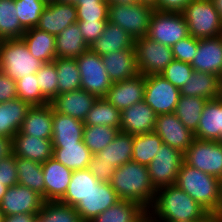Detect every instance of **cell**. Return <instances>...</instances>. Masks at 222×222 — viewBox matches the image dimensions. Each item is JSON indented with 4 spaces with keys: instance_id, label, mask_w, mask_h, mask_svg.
<instances>
[{
    "instance_id": "obj_1",
    "label": "cell",
    "mask_w": 222,
    "mask_h": 222,
    "mask_svg": "<svg viewBox=\"0 0 222 222\" xmlns=\"http://www.w3.org/2000/svg\"><path fill=\"white\" fill-rule=\"evenodd\" d=\"M209 212L176 184L156 191L155 201L148 210L153 222H199Z\"/></svg>"
},
{
    "instance_id": "obj_2",
    "label": "cell",
    "mask_w": 222,
    "mask_h": 222,
    "mask_svg": "<svg viewBox=\"0 0 222 222\" xmlns=\"http://www.w3.org/2000/svg\"><path fill=\"white\" fill-rule=\"evenodd\" d=\"M109 183L120 200L139 203L147 210L155 201L157 190L152 185L147 165L131 160L114 170Z\"/></svg>"
},
{
    "instance_id": "obj_3",
    "label": "cell",
    "mask_w": 222,
    "mask_h": 222,
    "mask_svg": "<svg viewBox=\"0 0 222 222\" xmlns=\"http://www.w3.org/2000/svg\"><path fill=\"white\" fill-rule=\"evenodd\" d=\"M209 213H217L220 202V179L182 163L175 183Z\"/></svg>"
},
{
    "instance_id": "obj_4",
    "label": "cell",
    "mask_w": 222,
    "mask_h": 222,
    "mask_svg": "<svg viewBox=\"0 0 222 222\" xmlns=\"http://www.w3.org/2000/svg\"><path fill=\"white\" fill-rule=\"evenodd\" d=\"M133 135L119 131L117 136L103 150L93 154L89 171L101 182H110L114 170L131 161Z\"/></svg>"
},
{
    "instance_id": "obj_5",
    "label": "cell",
    "mask_w": 222,
    "mask_h": 222,
    "mask_svg": "<svg viewBox=\"0 0 222 222\" xmlns=\"http://www.w3.org/2000/svg\"><path fill=\"white\" fill-rule=\"evenodd\" d=\"M43 64L21 38L0 40V71L13 80L35 74Z\"/></svg>"
},
{
    "instance_id": "obj_6",
    "label": "cell",
    "mask_w": 222,
    "mask_h": 222,
    "mask_svg": "<svg viewBox=\"0 0 222 222\" xmlns=\"http://www.w3.org/2000/svg\"><path fill=\"white\" fill-rule=\"evenodd\" d=\"M189 35L205 39L222 35V19L212 0H191L181 11Z\"/></svg>"
},
{
    "instance_id": "obj_7",
    "label": "cell",
    "mask_w": 222,
    "mask_h": 222,
    "mask_svg": "<svg viewBox=\"0 0 222 222\" xmlns=\"http://www.w3.org/2000/svg\"><path fill=\"white\" fill-rule=\"evenodd\" d=\"M189 36L188 26L181 12L153 10L146 37L172 47Z\"/></svg>"
},
{
    "instance_id": "obj_8",
    "label": "cell",
    "mask_w": 222,
    "mask_h": 222,
    "mask_svg": "<svg viewBox=\"0 0 222 222\" xmlns=\"http://www.w3.org/2000/svg\"><path fill=\"white\" fill-rule=\"evenodd\" d=\"M154 8L145 3L109 5L108 21L120 26L133 39L145 37Z\"/></svg>"
},
{
    "instance_id": "obj_9",
    "label": "cell",
    "mask_w": 222,
    "mask_h": 222,
    "mask_svg": "<svg viewBox=\"0 0 222 222\" xmlns=\"http://www.w3.org/2000/svg\"><path fill=\"white\" fill-rule=\"evenodd\" d=\"M184 162V153L162 143L153 160L147 165L153 187H161L176 183L178 172Z\"/></svg>"
},
{
    "instance_id": "obj_10",
    "label": "cell",
    "mask_w": 222,
    "mask_h": 222,
    "mask_svg": "<svg viewBox=\"0 0 222 222\" xmlns=\"http://www.w3.org/2000/svg\"><path fill=\"white\" fill-rule=\"evenodd\" d=\"M134 49L138 71L144 76L161 74L174 60L170 46L150 40L146 36L134 40Z\"/></svg>"
},
{
    "instance_id": "obj_11",
    "label": "cell",
    "mask_w": 222,
    "mask_h": 222,
    "mask_svg": "<svg viewBox=\"0 0 222 222\" xmlns=\"http://www.w3.org/2000/svg\"><path fill=\"white\" fill-rule=\"evenodd\" d=\"M76 61L80 72L81 89L98 98L104 97L112 82L109 79L101 56L88 49L77 57Z\"/></svg>"
},
{
    "instance_id": "obj_12",
    "label": "cell",
    "mask_w": 222,
    "mask_h": 222,
    "mask_svg": "<svg viewBox=\"0 0 222 222\" xmlns=\"http://www.w3.org/2000/svg\"><path fill=\"white\" fill-rule=\"evenodd\" d=\"M184 162L189 166L222 178V143L194 139L184 153Z\"/></svg>"
},
{
    "instance_id": "obj_13",
    "label": "cell",
    "mask_w": 222,
    "mask_h": 222,
    "mask_svg": "<svg viewBox=\"0 0 222 222\" xmlns=\"http://www.w3.org/2000/svg\"><path fill=\"white\" fill-rule=\"evenodd\" d=\"M180 96V89L160 74L145 76L144 101L157 115L174 113Z\"/></svg>"
},
{
    "instance_id": "obj_14",
    "label": "cell",
    "mask_w": 222,
    "mask_h": 222,
    "mask_svg": "<svg viewBox=\"0 0 222 222\" xmlns=\"http://www.w3.org/2000/svg\"><path fill=\"white\" fill-rule=\"evenodd\" d=\"M43 197L32 189L16 184L8 187L3 196L0 209L4 216L17 213L39 214L44 204Z\"/></svg>"
},
{
    "instance_id": "obj_15",
    "label": "cell",
    "mask_w": 222,
    "mask_h": 222,
    "mask_svg": "<svg viewBox=\"0 0 222 222\" xmlns=\"http://www.w3.org/2000/svg\"><path fill=\"white\" fill-rule=\"evenodd\" d=\"M154 132L164 144L182 153L187 151L195 139L194 133L186 128L174 113L157 115Z\"/></svg>"
},
{
    "instance_id": "obj_16",
    "label": "cell",
    "mask_w": 222,
    "mask_h": 222,
    "mask_svg": "<svg viewBox=\"0 0 222 222\" xmlns=\"http://www.w3.org/2000/svg\"><path fill=\"white\" fill-rule=\"evenodd\" d=\"M120 198L109 182H100L74 207L83 222H90Z\"/></svg>"
},
{
    "instance_id": "obj_17",
    "label": "cell",
    "mask_w": 222,
    "mask_h": 222,
    "mask_svg": "<svg viewBox=\"0 0 222 222\" xmlns=\"http://www.w3.org/2000/svg\"><path fill=\"white\" fill-rule=\"evenodd\" d=\"M77 21V10L74 4L52 1L44 8L36 28L57 36Z\"/></svg>"
},
{
    "instance_id": "obj_18",
    "label": "cell",
    "mask_w": 222,
    "mask_h": 222,
    "mask_svg": "<svg viewBox=\"0 0 222 222\" xmlns=\"http://www.w3.org/2000/svg\"><path fill=\"white\" fill-rule=\"evenodd\" d=\"M145 76H137L112 83L104 98L122 111L131 105L144 100Z\"/></svg>"
},
{
    "instance_id": "obj_19",
    "label": "cell",
    "mask_w": 222,
    "mask_h": 222,
    "mask_svg": "<svg viewBox=\"0 0 222 222\" xmlns=\"http://www.w3.org/2000/svg\"><path fill=\"white\" fill-rule=\"evenodd\" d=\"M157 114L144 101H140L121 111L120 131L130 135L154 132Z\"/></svg>"
},
{
    "instance_id": "obj_20",
    "label": "cell",
    "mask_w": 222,
    "mask_h": 222,
    "mask_svg": "<svg viewBox=\"0 0 222 222\" xmlns=\"http://www.w3.org/2000/svg\"><path fill=\"white\" fill-rule=\"evenodd\" d=\"M194 71L222 76V35L198 39L196 54L190 64Z\"/></svg>"
},
{
    "instance_id": "obj_21",
    "label": "cell",
    "mask_w": 222,
    "mask_h": 222,
    "mask_svg": "<svg viewBox=\"0 0 222 222\" xmlns=\"http://www.w3.org/2000/svg\"><path fill=\"white\" fill-rule=\"evenodd\" d=\"M97 98V96L80 88L58 94L50 104L56 112L83 122Z\"/></svg>"
},
{
    "instance_id": "obj_22",
    "label": "cell",
    "mask_w": 222,
    "mask_h": 222,
    "mask_svg": "<svg viewBox=\"0 0 222 222\" xmlns=\"http://www.w3.org/2000/svg\"><path fill=\"white\" fill-rule=\"evenodd\" d=\"M44 174V201H59L67 191L72 170L55 158L42 163Z\"/></svg>"
},
{
    "instance_id": "obj_23",
    "label": "cell",
    "mask_w": 222,
    "mask_h": 222,
    "mask_svg": "<svg viewBox=\"0 0 222 222\" xmlns=\"http://www.w3.org/2000/svg\"><path fill=\"white\" fill-rule=\"evenodd\" d=\"M12 153L17 157L44 163L53 157L52 140L18 132L12 138Z\"/></svg>"
},
{
    "instance_id": "obj_24",
    "label": "cell",
    "mask_w": 222,
    "mask_h": 222,
    "mask_svg": "<svg viewBox=\"0 0 222 222\" xmlns=\"http://www.w3.org/2000/svg\"><path fill=\"white\" fill-rule=\"evenodd\" d=\"M112 83L133 78L139 73L135 49H124L101 56Z\"/></svg>"
},
{
    "instance_id": "obj_25",
    "label": "cell",
    "mask_w": 222,
    "mask_h": 222,
    "mask_svg": "<svg viewBox=\"0 0 222 222\" xmlns=\"http://www.w3.org/2000/svg\"><path fill=\"white\" fill-rule=\"evenodd\" d=\"M194 136L199 140L222 143V100L217 98L206 102Z\"/></svg>"
},
{
    "instance_id": "obj_26",
    "label": "cell",
    "mask_w": 222,
    "mask_h": 222,
    "mask_svg": "<svg viewBox=\"0 0 222 222\" xmlns=\"http://www.w3.org/2000/svg\"><path fill=\"white\" fill-rule=\"evenodd\" d=\"M134 40L120 26L108 21L103 34L89 46V49L103 56L111 52L133 49Z\"/></svg>"
},
{
    "instance_id": "obj_27",
    "label": "cell",
    "mask_w": 222,
    "mask_h": 222,
    "mask_svg": "<svg viewBox=\"0 0 222 222\" xmlns=\"http://www.w3.org/2000/svg\"><path fill=\"white\" fill-rule=\"evenodd\" d=\"M32 105L20 98L0 103V135L13 138L23 124Z\"/></svg>"
},
{
    "instance_id": "obj_28",
    "label": "cell",
    "mask_w": 222,
    "mask_h": 222,
    "mask_svg": "<svg viewBox=\"0 0 222 222\" xmlns=\"http://www.w3.org/2000/svg\"><path fill=\"white\" fill-rule=\"evenodd\" d=\"M53 106H32L23 120L20 133L41 139H52Z\"/></svg>"
},
{
    "instance_id": "obj_29",
    "label": "cell",
    "mask_w": 222,
    "mask_h": 222,
    "mask_svg": "<svg viewBox=\"0 0 222 222\" xmlns=\"http://www.w3.org/2000/svg\"><path fill=\"white\" fill-rule=\"evenodd\" d=\"M84 123L53 108L52 144L70 145L83 141Z\"/></svg>"
},
{
    "instance_id": "obj_30",
    "label": "cell",
    "mask_w": 222,
    "mask_h": 222,
    "mask_svg": "<svg viewBox=\"0 0 222 222\" xmlns=\"http://www.w3.org/2000/svg\"><path fill=\"white\" fill-rule=\"evenodd\" d=\"M21 39L31 55L43 63H50L56 59V36L35 27L26 30Z\"/></svg>"
},
{
    "instance_id": "obj_31",
    "label": "cell",
    "mask_w": 222,
    "mask_h": 222,
    "mask_svg": "<svg viewBox=\"0 0 222 222\" xmlns=\"http://www.w3.org/2000/svg\"><path fill=\"white\" fill-rule=\"evenodd\" d=\"M147 218L148 210L141 204L120 200L90 222H144Z\"/></svg>"
},
{
    "instance_id": "obj_32",
    "label": "cell",
    "mask_w": 222,
    "mask_h": 222,
    "mask_svg": "<svg viewBox=\"0 0 222 222\" xmlns=\"http://www.w3.org/2000/svg\"><path fill=\"white\" fill-rule=\"evenodd\" d=\"M220 77L218 75L194 71L191 78L180 89L183 96L201 97L207 100L219 97Z\"/></svg>"
},
{
    "instance_id": "obj_33",
    "label": "cell",
    "mask_w": 222,
    "mask_h": 222,
    "mask_svg": "<svg viewBox=\"0 0 222 222\" xmlns=\"http://www.w3.org/2000/svg\"><path fill=\"white\" fill-rule=\"evenodd\" d=\"M92 156L83 141L70 145H53V158L72 171L87 169Z\"/></svg>"
},
{
    "instance_id": "obj_34",
    "label": "cell",
    "mask_w": 222,
    "mask_h": 222,
    "mask_svg": "<svg viewBox=\"0 0 222 222\" xmlns=\"http://www.w3.org/2000/svg\"><path fill=\"white\" fill-rule=\"evenodd\" d=\"M88 49L77 23L69 25L56 36V58L76 59Z\"/></svg>"
},
{
    "instance_id": "obj_35",
    "label": "cell",
    "mask_w": 222,
    "mask_h": 222,
    "mask_svg": "<svg viewBox=\"0 0 222 222\" xmlns=\"http://www.w3.org/2000/svg\"><path fill=\"white\" fill-rule=\"evenodd\" d=\"M100 182L88 168L73 171L67 191L59 201L75 207Z\"/></svg>"
},
{
    "instance_id": "obj_36",
    "label": "cell",
    "mask_w": 222,
    "mask_h": 222,
    "mask_svg": "<svg viewBox=\"0 0 222 222\" xmlns=\"http://www.w3.org/2000/svg\"><path fill=\"white\" fill-rule=\"evenodd\" d=\"M18 174L17 184L36 191L44 199V174L42 163L15 156Z\"/></svg>"
},
{
    "instance_id": "obj_37",
    "label": "cell",
    "mask_w": 222,
    "mask_h": 222,
    "mask_svg": "<svg viewBox=\"0 0 222 222\" xmlns=\"http://www.w3.org/2000/svg\"><path fill=\"white\" fill-rule=\"evenodd\" d=\"M84 125H103L120 129L121 111L104 97L97 98L83 121Z\"/></svg>"
},
{
    "instance_id": "obj_38",
    "label": "cell",
    "mask_w": 222,
    "mask_h": 222,
    "mask_svg": "<svg viewBox=\"0 0 222 222\" xmlns=\"http://www.w3.org/2000/svg\"><path fill=\"white\" fill-rule=\"evenodd\" d=\"M207 101V99L201 97L181 95L174 114L186 128L194 133L197 130L200 116Z\"/></svg>"
},
{
    "instance_id": "obj_39",
    "label": "cell",
    "mask_w": 222,
    "mask_h": 222,
    "mask_svg": "<svg viewBox=\"0 0 222 222\" xmlns=\"http://www.w3.org/2000/svg\"><path fill=\"white\" fill-rule=\"evenodd\" d=\"M16 11L14 0H0V40L18 39L26 32Z\"/></svg>"
},
{
    "instance_id": "obj_40",
    "label": "cell",
    "mask_w": 222,
    "mask_h": 222,
    "mask_svg": "<svg viewBox=\"0 0 222 222\" xmlns=\"http://www.w3.org/2000/svg\"><path fill=\"white\" fill-rule=\"evenodd\" d=\"M58 75V94L70 92L81 88V78L76 59L56 58Z\"/></svg>"
},
{
    "instance_id": "obj_41",
    "label": "cell",
    "mask_w": 222,
    "mask_h": 222,
    "mask_svg": "<svg viewBox=\"0 0 222 222\" xmlns=\"http://www.w3.org/2000/svg\"><path fill=\"white\" fill-rule=\"evenodd\" d=\"M162 143V139L155 132L133 135L132 161L148 165Z\"/></svg>"
},
{
    "instance_id": "obj_42",
    "label": "cell",
    "mask_w": 222,
    "mask_h": 222,
    "mask_svg": "<svg viewBox=\"0 0 222 222\" xmlns=\"http://www.w3.org/2000/svg\"><path fill=\"white\" fill-rule=\"evenodd\" d=\"M119 128L103 125H85L83 129V142L92 154L100 152L119 133Z\"/></svg>"
},
{
    "instance_id": "obj_43",
    "label": "cell",
    "mask_w": 222,
    "mask_h": 222,
    "mask_svg": "<svg viewBox=\"0 0 222 222\" xmlns=\"http://www.w3.org/2000/svg\"><path fill=\"white\" fill-rule=\"evenodd\" d=\"M17 17L25 30L35 28L47 3L44 0H14Z\"/></svg>"
},
{
    "instance_id": "obj_44",
    "label": "cell",
    "mask_w": 222,
    "mask_h": 222,
    "mask_svg": "<svg viewBox=\"0 0 222 222\" xmlns=\"http://www.w3.org/2000/svg\"><path fill=\"white\" fill-rule=\"evenodd\" d=\"M35 74H30L16 81L17 98L30 103L32 106H44L50 102L42 95Z\"/></svg>"
},
{
    "instance_id": "obj_45",
    "label": "cell",
    "mask_w": 222,
    "mask_h": 222,
    "mask_svg": "<svg viewBox=\"0 0 222 222\" xmlns=\"http://www.w3.org/2000/svg\"><path fill=\"white\" fill-rule=\"evenodd\" d=\"M41 214L47 222H83L74 207L60 201H45Z\"/></svg>"
},
{
    "instance_id": "obj_46",
    "label": "cell",
    "mask_w": 222,
    "mask_h": 222,
    "mask_svg": "<svg viewBox=\"0 0 222 222\" xmlns=\"http://www.w3.org/2000/svg\"><path fill=\"white\" fill-rule=\"evenodd\" d=\"M42 95L51 102L58 95V75L54 62L44 63L36 72Z\"/></svg>"
},
{
    "instance_id": "obj_47",
    "label": "cell",
    "mask_w": 222,
    "mask_h": 222,
    "mask_svg": "<svg viewBox=\"0 0 222 222\" xmlns=\"http://www.w3.org/2000/svg\"><path fill=\"white\" fill-rule=\"evenodd\" d=\"M78 21H108L109 4L101 2H75Z\"/></svg>"
},
{
    "instance_id": "obj_48",
    "label": "cell",
    "mask_w": 222,
    "mask_h": 222,
    "mask_svg": "<svg viewBox=\"0 0 222 222\" xmlns=\"http://www.w3.org/2000/svg\"><path fill=\"white\" fill-rule=\"evenodd\" d=\"M194 72L189 63L173 60L160 74L171 84L181 89L186 81L189 80Z\"/></svg>"
},
{
    "instance_id": "obj_49",
    "label": "cell",
    "mask_w": 222,
    "mask_h": 222,
    "mask_svg": "<svg viewBox=\"0 0 222 222\" xmlns=\"http://www.w3.org/2000/svg\"><path fill=\"white\" fill-rule=\"evenodd\" d=\"M198 47V39L189 35L175 43L171 49L174 60L191 64Z\"/></svg>"
},
{
    "instance_id": "obj_50",
    "label": "cell",
    "mask_w": 222,
    "mask_h": 222,
    "mask_svg": "<svg viewBox=\"0 0 222 222\" xmlns=\"http://www.w3.org/2000/svg\"><path fill=\"white\" fill-rule=\"evenodd\" d=\"M108 21H77L84 41L90 46L104 32Z\"/></svg>"
},
{
    "instance_id": "obj_51",
    "label": "cell",
    "mask_w": 222,
    "mask_h": 222,
    "mask_svg": "<svg viewBox=\"0 0 222 222\" xmlns=\"http://www.w3.org/2000/svg\"><path fill=\"white\" fill-rule=\"evenodd\" d=\"M0 182L7 187H12L18 182L15 155L13 153L0 160Z\"/></svg>"
},
{
    "instance_id": "obj_52",
    "label": "cell",
    "mask_w": 222,
    "mask_h": 222,
    "mask_svg": "<svg viewBox=\"0 0 222 222\" xmlns=\"http://www.w3.org/2000/svg\"><path fill=\"white\" fill-rule=\"evenodd\" d=\"M17 98L16 81L0 71V103Z\"/></svg>"
},
{
    "instance_id": "obj_53",
    "label": "cell",
    "mask_w": 222,
    "mask_h": 222,
    "mask_svg": "<svg viewBox=\"0 0 222 222\" xmlns=\"http://www.w3.org/2000/svg\"><path fill=\"white\" fill-rule=\"evenodd\" d=\"M191 0H158L155 10L181 12Z\"/></svg>"
},
{
    "instance_id": "obj_54",
    "label": "cell",
    "mask_w": 222,
    "mask_h": 222,
    "mask_svg": "<svg viewBox=\"0 0 222 222\" xmlns=\"http://www.w3.org/2000/svg\"><path fill=\"white\" fill-rule=\"evenodd\" d=\"M12 154V138L0 135V160Z\"/></svg>"
},
{
    "instance_id": "obj_55",
    "label": "cell",
    "mask_w": 222,
    "mask_h": 222,
    "mask_svg": "<svg viewBox=\"0 0 222 222\" xmlns=\"http://www.w3.org/2000/svg\"><path fill=\"white\" fill-rule=\"evenodd\" d=\"M37 214L17 213L15 215L3 216L2 222H32Z\"/></svg>"
},
{
    "instance_id": "obj_56",
    "label": "cell",
    "mask_w": 222,
    "mask_h": 222,
    "mask_svg": "<svg viewBox=\"0 0 222 222\" xmlns=\"http://www.w3.org/2000/svg\"><path fill=\"white\" fill-rule=\"evenodd\" d=\"M199 222H222V215L217 213H209L204 219Z\"/></svg>"
},
{
    "instance_id": "obj_57",
    "label": "cell",
    "mask_w": 222,
    "mask_h": 222,
    "mask_svg": "<svg viewBox=\"0 0 222 222\" xmlns=\"http://www.w3.org/2000/svg\"><path fill=\"white\" fill-rule=\"evenodd\" d=\"M109 5L120 4V5H131L138 3L137 0H106Z\"/></svg>"
},
{
    "instance_id": "obj_58",
    "label": "cell",
    "mask_w": 222,
    "mask_h": 222,
    "mask_svg": "<svg viewBox=\"0 0 222 222\" xmlns=\"http://www.w3.org/2000/svg\"><path fill=\"white\" fill-rule=\"evenodd\" d=\"M212 1L214 3L216 10L218 11V14L222 19V0H212Z\"/></svg>"
},
{
    "instance_id": "obj_59",
    "label": "cell",
    "mask_w": 222,
    "mask_h": 222,
    "mask_svg": "<svg viewBox=\"0 0 222 222\" xmlns=\"http://www.w3.org/2000/svg\"><path fill=\"white\" fill-rule=\"evenodd\" d=\"M7 190H8V187L6 185H3L2 182H0V203H1L3 196L7 192Z\"/></svg>"
},
{
    "instance_id": "obj_60",
    "label": "cell",
    "mask_w": 222,
    "mask_h": 222,
    "mask_svg": "<svg viewBox=\"0 0 222 222\" xmlns=\"http://www.w3.org/2000/svg\"><path fill=\"white\" fill-rule=\"evenodd\" d=\"M218 214L222 215V178L220 179V202L218 207Z\"/></svg>"
},
{
    "instance_id": "obj_61",
    "label": "cell",
    "mask_w": 222,
    "mask_h": 222,
    "mask_svg": "<svg viewBox=\"0 0 222 222\" xmlns=\"http://www.w3.org/2000/svg\"><path fill=\"white\" fill-rule=\"evenodd\" d=\"M32 222H47V220L41 213H39L34 216Z\"/></svg>"
},
{
    "instance_id": "obj_62",
    "label": "cell",
    "mask_w": 222,
    "mask_h": 222,
    "mask_svg": "<svg viewBox=\"0 0 222 222\" xmlns=\"http://www.w3.org/2000/svg\"><path fill=\"white\" fill-rule=\"evenodd\" d=\"M139 3L151 5L153 8L157 5L158 0H137Z\"/></svg>"
},
{
    "instance_id": "obj_63",
    "label": "cell",
    "mask_w": 222,
    "mask_h": 222,
    "mask_svg": "<svg viewBox=\"0 0 222 222\" xmlns=\"http://www.w3.org/2000/svg\"><path fill=\"white\" fill-rule=\"evenodd\" d=\"M55 2L66 3V4H75L76 0H54Z\"/></svg>"
},
{
    "instance_id": "obj_64",
    "label": "cell",
    "mask_w": 222,
    "mask_h": 222,
    "mask_svg": "<svg viewBox=\"0 0 222 222\" xmlns=\"http://www.w3.org/2000/svg\"><path fill=\"white\" fill-rule=\"evenodd\" d=\"M222 100V76L220 77V84H219V97Z\"/></svg>"
},
{
    "instance_id": "obj_65",
    "label": "cell",
    "mask_w": 222,
    "mask_h": 222,
    "mask_svg": "<svg viewBox=\"0 0 222 222\" xmlns=\"http://www.w3.org/2000/svg\"><path fill=\"white\" fill-rule=\"evenodd\" d=\"M89 1L101 2L102 0H76V2H89Z\"/></svg>"
},
{
    "instance_id": "obj_66",
    "label": "cell",
    "mask_w": 222,
    "mask_h": 222,
    "mask_svg": "<svg viewBox=\"0 0 222 222\" xmlns=\"http://www.w3.org/2000/svg\"><path fill=\"white\" fill-rule=\"evenodd\" d=\"M3 213H2V210L0 209V222H2L3 221Z\"/></svg>"
},
{
    "instance_id": "obj_67",
    "label": "cell",
    "mask_w": 222,
    "mask_h": 222,
    "mask_svg": "<svg viewBox=\"0 0 222 222\" xmlns=\"http://www.w3.org/2000/svg\"><path fill=\"white\" fill-rule=\"evenodd\" d=\"M46 3H50V2H52V1H54V0H44Z\"/></svg>"
},
{
    "instance_id": "obj_68",
    "label": "cell",
    "mask_w": 222,
    "mask_h": 222,
    "mask_svg": "<svg viewBox=\"0 0 222 222\" xmlns=\"http://www.w3.org/2000/svg\"><path fill=\"white\" fill-rule=\"evenodd\" d=\"M147 222H153L150 218H147Z\"/></svg>"
}]
</instances>
